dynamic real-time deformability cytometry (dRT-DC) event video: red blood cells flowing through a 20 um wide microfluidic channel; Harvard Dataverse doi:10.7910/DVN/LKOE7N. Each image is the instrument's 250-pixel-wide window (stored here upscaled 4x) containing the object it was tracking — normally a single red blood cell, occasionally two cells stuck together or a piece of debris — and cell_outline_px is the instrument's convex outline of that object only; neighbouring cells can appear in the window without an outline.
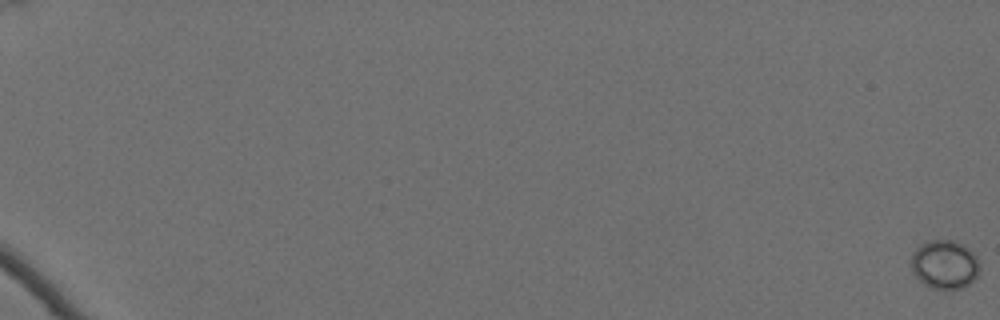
{"species": "Egyptian fruit bat (a non-hibernating species)", "species_latin": "Rousettus aegyptiacus", "temperature_condition": "cold", "stored_images_in_passage": 65, "camera_frame_rate_fps": 3000, "um_per_image_px": 0.085, "animal": {"sex": "female"}, "frame": {"image": 1, "passage_image": 1, "time_ms": 0.0, "image_size_px": [1000, 320], "cell_outline_px": [[980, 272], [964, 288], [932, 288], [924, 284], [916, 276], [912, 268], [912, 256], [916, 248], [920, 244], [928, 240], [952, 240], [964, 244], [976, 256], [980, 264]], "centroid_in_image_um": [80.32, 22.46], "position_along_channel_um": 4.7, "area_um2": 19.36}}
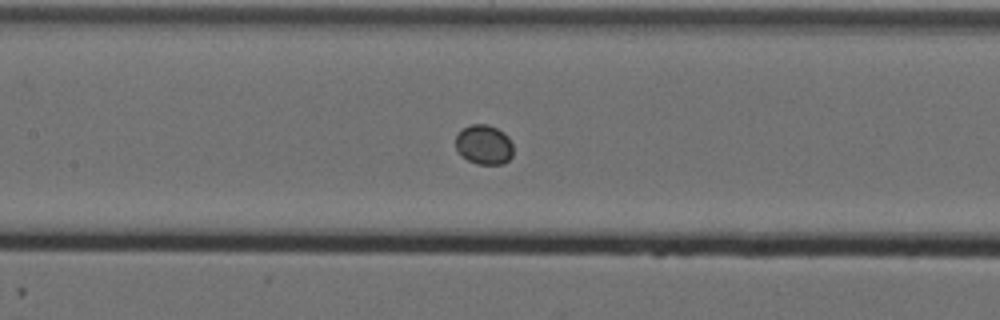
{"frame": {"image": 2, "passage_image": 36, "time_ms": 11.667, "image_size_px": [1000, 320], "cell_outline_px": [[512, 156], [504, 164], [476, 164], [468, 160], [456, 148], [456, 136], [464, 128], [472, 124], [488, 124], [504, 132], [508, 136], [512, 144]], "centroid_in_image_um": [41.17, 12.3], "position_along_channel_um": 166.2, "area_um2": 13.18}}
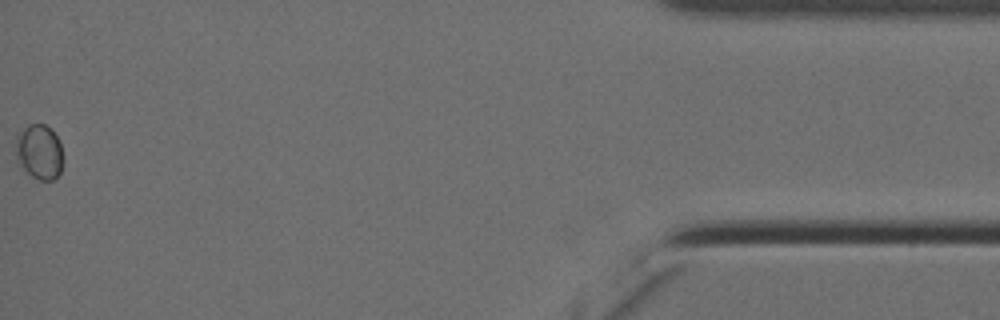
{"frame": {"image": 3, "passage_image": 65, "time_ms": 21.333, "image_size_px": [1000, 320], "cell_outline_px": [[64, 160], [60, 172], [52, 180], [40, 180], [32, 176], [20, 168], [16, 160], [16, 136], [28, 124], [44, 124], [52, 128], [60, 140]], "centroid_in_image_um": [3.35, 12.9], "position_along_channel_um": 431.8, "area_um2": 15.55}}